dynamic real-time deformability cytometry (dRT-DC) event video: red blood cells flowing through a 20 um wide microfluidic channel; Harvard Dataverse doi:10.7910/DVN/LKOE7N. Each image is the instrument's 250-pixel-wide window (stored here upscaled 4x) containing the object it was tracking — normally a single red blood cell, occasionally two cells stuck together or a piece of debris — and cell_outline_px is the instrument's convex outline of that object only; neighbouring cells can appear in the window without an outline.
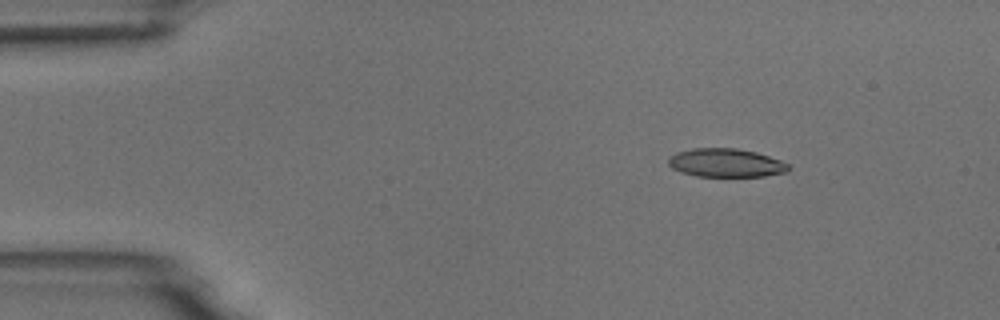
{"species": "common noctule bat (a hibernating species)", "species_latin": "Nyctalus noctula", "temperature_condition": "room temperature", "stored_images_in_passage": 5, "camera_frame_rate_fps": 3000, "um_per_image_px": 0.085, "animal": {"sex": "male", "body_mass_g": 18.8}, "frame": {"image": 1, "passage_image": 2, "time_ms": 1.333, "image_size_px": [1000, 320], "cell_outline_px": [[792, 168], [788, 172], [764, 176], [696, 176], [680, 172], [672, 168], [668, 164], [668, 160], [676, 152], [692, 148], [736, 148], [756, 152], [780, 160], [788, 164]], "centroid_in_image_um": [61.71, 13.84], "position_along_channel_um": 23.3, "area_um2": 20.0}}
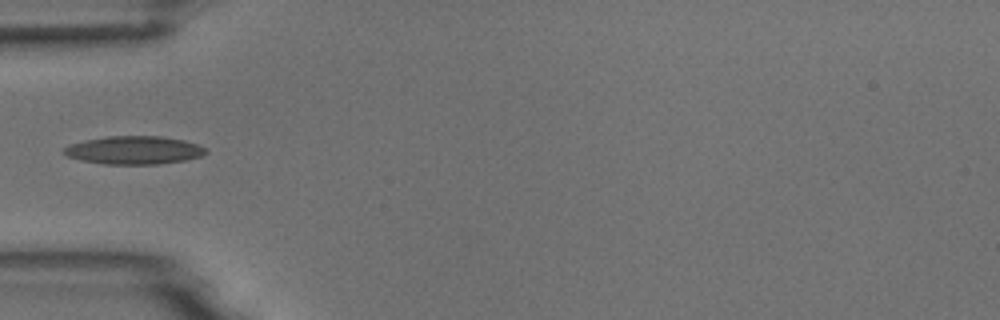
{"frame": {"image": 2, "passage_image": 5, "time_ms": 4.667, "image_size_px": [1000, 320], "cell_outline_px": [[208, 152], [200, 156], [184, 160], [156, 164], [104, 164], [80, 160], [68, 156], [64, 152], [64, 148], [68, 144], [84, 140], [108, 136], [160, 136], [184, 140], [208, 148]], "centroid_in_image_um": [11.39, 12.76], "position_along_channel_um": 73.6, "area_um2": 23.24}}